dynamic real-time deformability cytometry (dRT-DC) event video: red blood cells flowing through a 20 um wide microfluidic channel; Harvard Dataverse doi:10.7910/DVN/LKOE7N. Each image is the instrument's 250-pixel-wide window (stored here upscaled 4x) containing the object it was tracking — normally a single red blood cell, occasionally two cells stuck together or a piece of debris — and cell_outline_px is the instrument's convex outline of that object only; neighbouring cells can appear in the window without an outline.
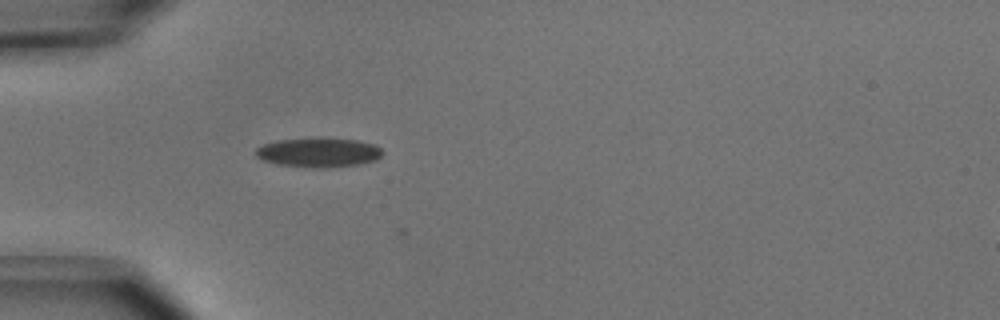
{"species": "common noctule bat (a hibernating species)", "species_latin": "Nyctalus noctula", "temperature_condition": "cold", "stored_images_in_passage": 18, "camera_frame_rate_fps": 3000, "um_per_image_px": 0.085, "animal": {"sex": "male", "body_mass_g": 15.6}, "frame": {"image": 1, "passage_image": 15, "time_ms": 4.667, "image_size_px": [1000, 320], "cell_outline_px": [[384, 152], [376, 160], [360, 164], [324, 168], [312, 168], [276, 164], [264, 160], [256, 156], [256, 148], [264, 144], [276, 140], [316, 136], [320, 136], [356, 140], [376, 144]], "centroid_in_image_um": [27.09, 12.93], "position_along_channel_um": 57.9, "area_um2": 22.31}}